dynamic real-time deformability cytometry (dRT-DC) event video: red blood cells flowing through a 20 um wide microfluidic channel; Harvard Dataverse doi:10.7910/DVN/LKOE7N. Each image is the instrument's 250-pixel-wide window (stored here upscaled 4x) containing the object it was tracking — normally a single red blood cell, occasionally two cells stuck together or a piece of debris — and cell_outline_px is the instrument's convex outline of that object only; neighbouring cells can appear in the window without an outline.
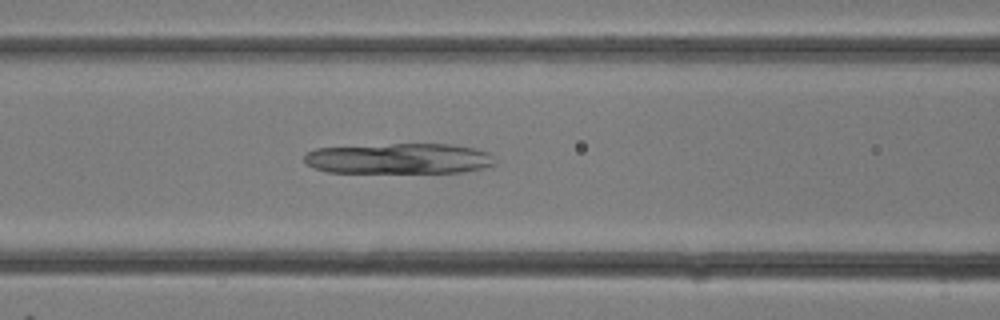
{"species": "common noctule bat (a hibernating species)", "species_latin": "Nyctalus noctula", "temperature_condition": "room temperature", "stored_images_in_passage": 15, "camera_frame_rate_fps": 3000, "um_per_image_px": 0.085, "animal": {"sex": "female"}, "frame": {"image": 1, "passage_image": 13, "time_ms": 4.0, "image_size_px": [1000, 320], "cell_outline_px": [[496, 164], [480, 168], [460, 172], [328, 172], [316, 168], [308, 164], [304, 160], [304, 156], [308, 152], [316, 148], [392, 144], [452, 144], [476, 148], [488, 152], [492, 156]], "centroid_in_image_um": [33.94, 13.47], "position_along_channel_um": 132.7, "area_um2": 33.7}}
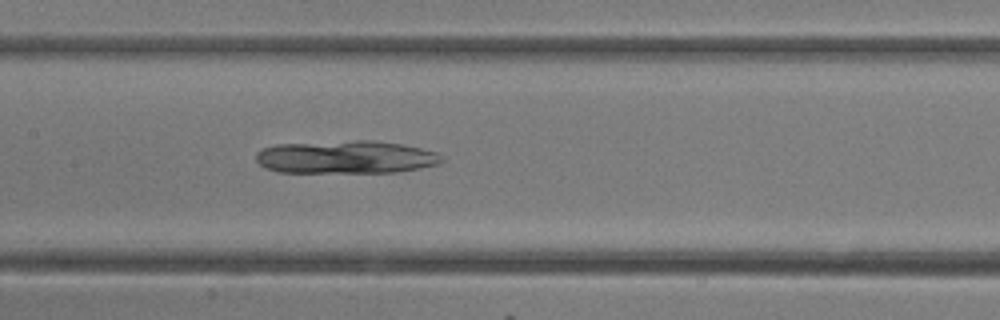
{"frame": {"image": 2, "passage_image": 15, "time_ms": 4.667, "image_size_px": [1000, 320], "cell_outline_px": [[444, 160], [436, 164], [420, 168], [396, 172], [276, 172], [264, 168], [256, 160], [256, 152], [260, 148], [276, 144], [356, 140], [372, 140], [400, 144], [420, 148], [436, 152], [444, 156]], "centroid_in_image_um": [29.35, 13.35], "position_along_channel_um": 178.0, "area_um2": 35.84}}